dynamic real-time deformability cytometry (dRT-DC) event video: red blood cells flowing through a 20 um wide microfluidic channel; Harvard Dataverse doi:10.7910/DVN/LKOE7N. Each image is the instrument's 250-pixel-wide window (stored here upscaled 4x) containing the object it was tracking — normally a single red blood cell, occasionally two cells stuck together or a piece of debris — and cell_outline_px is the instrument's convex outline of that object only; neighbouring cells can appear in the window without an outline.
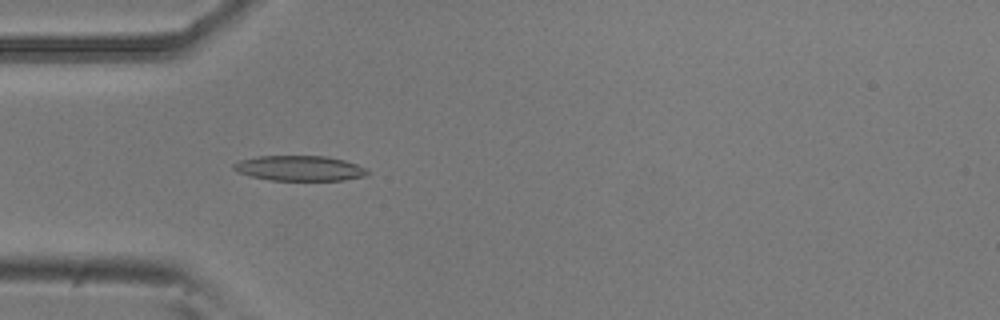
{"species": "common noctule bat (a hibernating species)", "species_latin": "Nyctalus noctula", "temperature_condition": "room temperature", "stored_images_in_passage": 51, "camera_frame_rate_fps": 3000, "um_per_image_px": 0.085, "animal": {"sex": "male", "body_mass_g": 20.5, "forearm_length_mm": 52.5}, "frame": {"image": 1, "passage_image": 14, "time_ms": 4.333, "image_size_px": [1000, 320], "cell_outline_px": [[372, 172], [368, 176], [344, 180], [272, 180], [248, 176], [236, 172], [232, 168], [232, 164], [240, 160], [260, 156], [324, 156], [344, 160], [356, 164]], "centroid_in_image_um": [25.46, 14.31], "position_along_channel_um": 59.5, "area_um2": 19.77}}
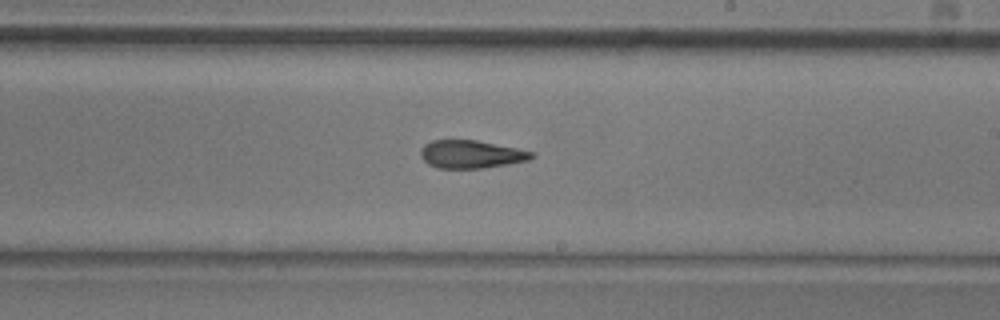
{"frame": {"image": 2, "passage_image": 29, "time_ms": 9.333, "image_size_px": [1000, 320], "cell_outline_px": [[536, 156], [528, 160], [484, 168], [436, 168], [428, 164], [420, 156], [420, 152], [424, 144], [432, 140], [476, 140], [536, 152]], "centroid_in_image_um": [40.04, 13.11], "position_along_channel_um": 249.0, "area_um2": 18.09}}
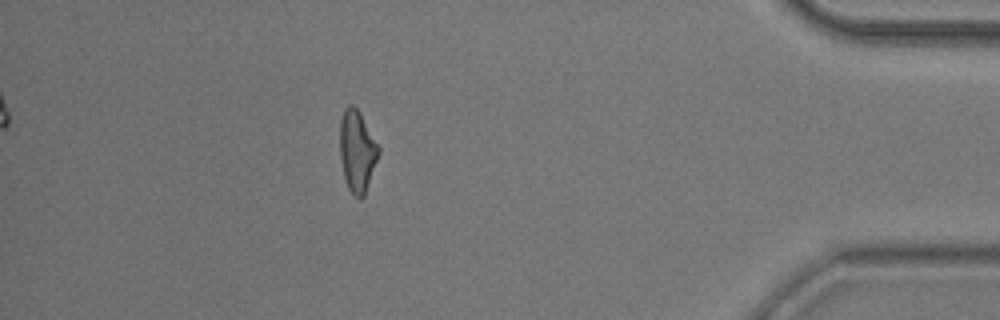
{"frame": {"image": 3, "passage_image": 45, "time_ms": 14.667, "image_size_px": [1000, 320], "cell_outline_px": [[380, 152], [364, 196], [360, 200], [348, 188], [344, 176], [340, 156], [340, 120], [344, 108], [348, 104], [352, 104], [360, 112], [380, 148]], "centroid_in_image_um": [30.35, 12.82], "position_along_channel_um": 404.8, "area_um2": 18.32}, "authors_computed_cell_mechanics": {"area_um2": 18.7272, "velocity_mm_per_s": 3.8126, "shape_relaxation_time_tau1_ms": 10.5211, "shape_relaxation_time_tau2_ms": 3.4723, "deformation_change_tau1": 0.2576, "deformation_change_tau2": 0.1381}}